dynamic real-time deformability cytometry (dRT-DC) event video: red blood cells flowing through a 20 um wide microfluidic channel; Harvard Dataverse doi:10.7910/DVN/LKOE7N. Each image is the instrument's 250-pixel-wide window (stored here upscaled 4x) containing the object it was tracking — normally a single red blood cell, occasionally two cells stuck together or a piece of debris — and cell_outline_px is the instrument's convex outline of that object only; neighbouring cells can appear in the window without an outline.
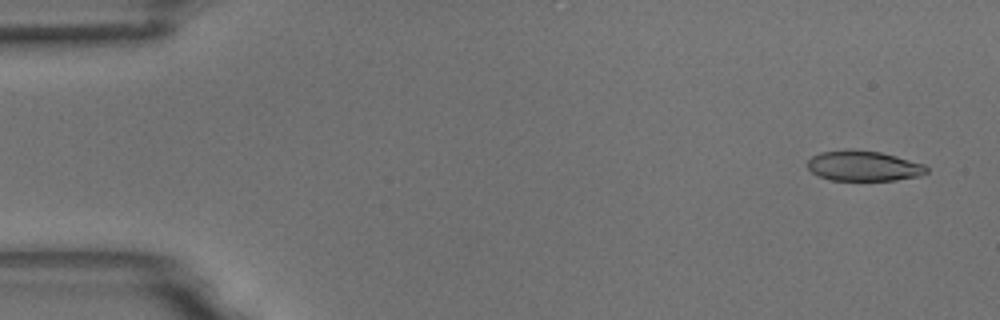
{"species": "common noctule bat (a hibernating species)", "species_latin": "Nyctalus noctula", "temperature_condition": "room temperature", "stored_images_in_passage": 58, "camera_frame_rate_fps": 3000, "um_per_image_px": 0.085, "animal": {"sex": "male", "body_mass_g": 18.8}, "frame": {"image": 1, "passage_image": 3, "time_ms": 0.667, "image_size_px": [1000, 320], "cell_outline_px": [[928, 172], [920, 176], [896, 180], [832, 180], [820, 176], [812, 172], [808, 168], [808, 160], [812, 156], [820, 152], [880, 152], [896, 156], [924, 164], [928, 168]], "centroid_in_image_um": [73.46, 14.14], "position_along_channel_um": 11.5, "area_um2": 20.23}}
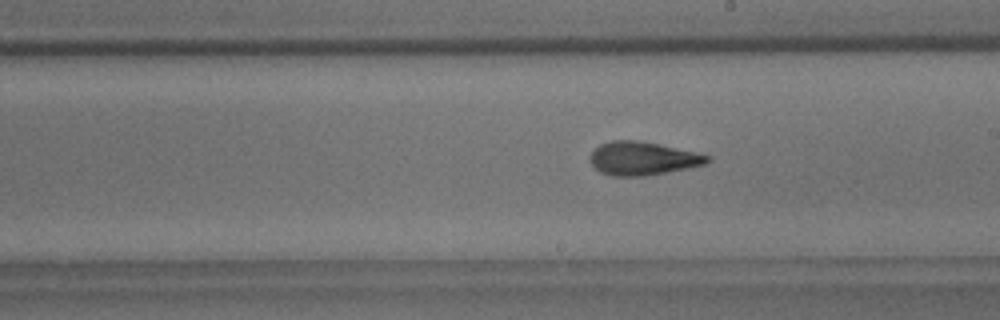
{"frame": {"image": 2, "passage_image": 33, "time_ms": 10.667, "image_size_px": [1000, 320], "cell_outline_px": [[712, 160], [704, 164], [688, 168], [640, 176], [612, 176], [600, 172], [592, 164], [592, 152], [600, 144], [612, 140], [636, 140], [696, 152], [712, 156]], "centroid_in_image_um": [54.65, 13.46], "position_along_channel_um": 234.4, "area_um2": 22.37}}
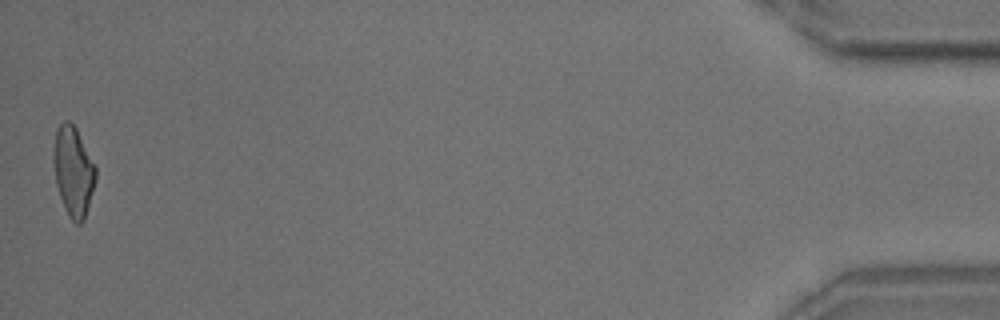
{"frame": {"image": 3, "passage_image": 58, "time_ms": 19.0, "image_size_px": [1000, 320], "cell_outline_px": [[96, 180], [84, 220], [80, 224], [76, 224], [68, 216], [64, 208], [56, 184], [52, 160], [56, 128], [64, 120], [68, 120], [76, 128], [96, 168]], "centroid_in_image_um": [6.21, 14.57], "position_along_channel_um": 429.0, "area_um2": 22.02}, "authors_computed_cell_mechanics": {"area_um2": 22.0796, "velocity_mm_per_s": 3.4538, "shape_relaxation_time_tau1_ms": null, "shape_relaxation_time_tau2_ms": 2.1952, "deformation_change_tau1": null, "deformation_change_tau2": 0.103}}